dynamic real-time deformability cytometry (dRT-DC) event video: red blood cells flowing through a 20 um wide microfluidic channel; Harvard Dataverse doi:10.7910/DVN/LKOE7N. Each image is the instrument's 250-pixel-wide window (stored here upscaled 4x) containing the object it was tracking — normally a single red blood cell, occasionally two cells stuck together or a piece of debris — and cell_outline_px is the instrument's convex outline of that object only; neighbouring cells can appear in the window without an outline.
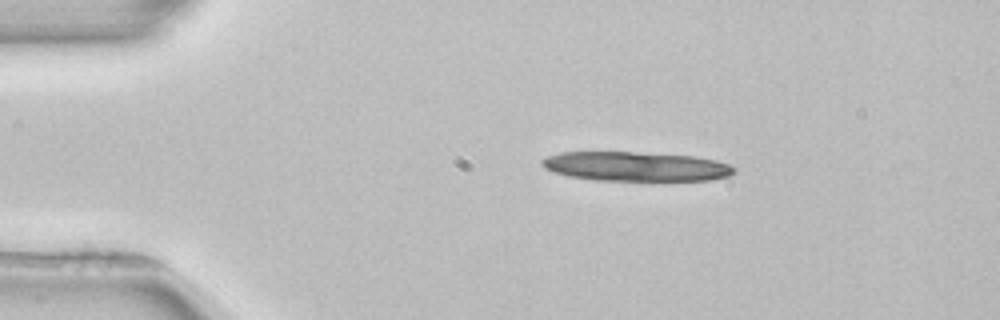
{"species": "common noctule bat (a hibernating species)", "species_latin": "Nyctalus noctula", "temperature_condition": "room temperature", "stored_images_in_passage": 28, "camera_frame_rate_fps": 3000, "um_per_image_px": 0.085, "animal": {"sex": "female", "body_mass_g": 22.7, "forearm_length_mm": 54.2}, "frame": {"image": 1, "passage_image": 1, "time_ms": 0.0, "image_size_px": [1000, 320], "cell_outline_px": [[736, 168], [728, 176], [708, 180], [592, 180], [568, 176], [552, 172], [544, 168], [540, 164], [540, 160], [548, 156], [560, 152], [632, 152], [692, 156], [716, 160], [728, 164]], "centroid_in_image_um": [53.97, 14.15], "position_along_channel_um": 31.0, "area_um2": 32.77}}
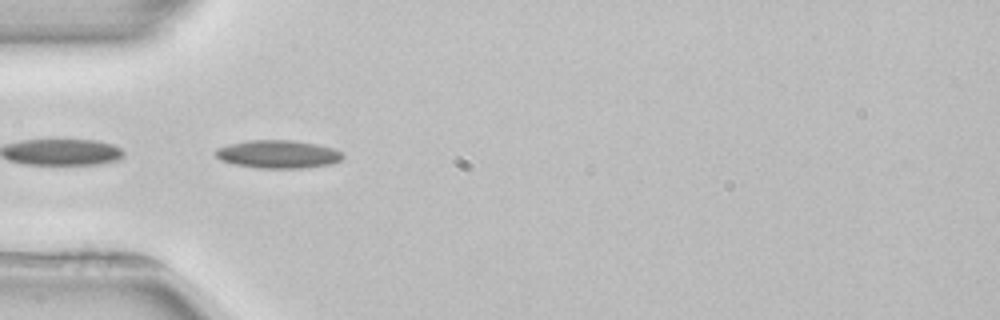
{"frame": {"image": 2, "passage_image": 8, "time_ms": 2.333, "image_size_px": [1000, 320], "cell_outline_px": [[344, 156], [340, 160], [332, 164], [304, 168], [256, 168], [232, 164], [220, 160], [212, 152], [216, 148], [228, 144], [248, 140], [296, 140], [316, 144], [332, 148], [340, 152]], "centroid_in_image_um": [23.57, 13.11], "position_along_channel_um": 61.4, "area_um2": 21.04}}
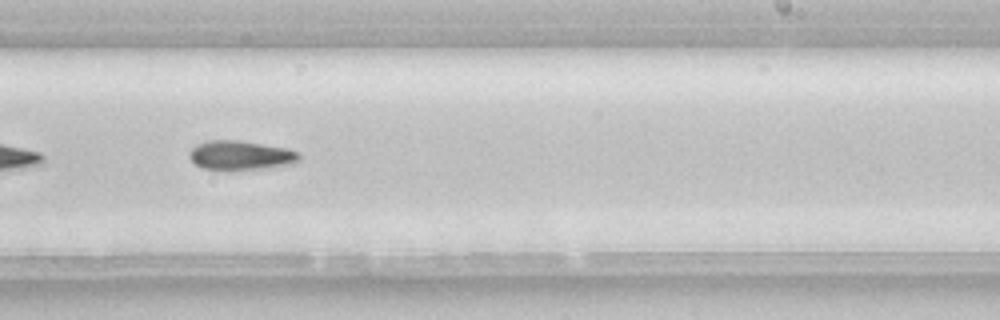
{"frame": {"image": 3, "passage_image": 24, "time_ms": 7.667, "image_size_px": [1000, 320], "cell_outline_px": [[300, 160], [296, 164], [224, 172], [204, 168], [196, 164], [188, 156], [188, 152], [196, 144], [208, 140], [240, 140], [288, 148], [300, 152]], "centroid_in_image_um": [20.46, 13.21], "position_along_channel_um": 268.5, "area_um2": 19.31}}